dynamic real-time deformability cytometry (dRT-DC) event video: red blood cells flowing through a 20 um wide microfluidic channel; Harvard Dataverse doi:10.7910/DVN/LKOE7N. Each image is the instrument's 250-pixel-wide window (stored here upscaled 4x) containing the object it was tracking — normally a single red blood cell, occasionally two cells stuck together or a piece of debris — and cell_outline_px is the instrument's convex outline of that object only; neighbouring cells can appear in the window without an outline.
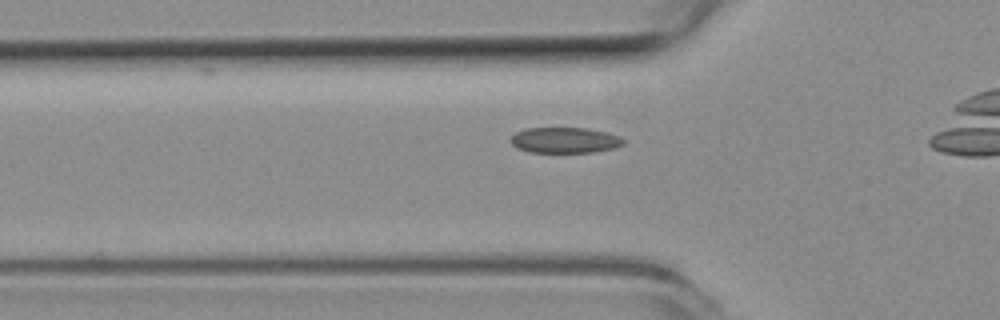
{"species": "common noctule bat (a hibernating species)", "species_latin": "Nyctalus noctula", "temperature_condition": "room temperature", "stored_images_in_passage": 17, "camera_frame_rate_fps": 3000, "um_per_image_px": 0.085, "animal": {"sex": "female", "body_mass_g": 19.3, "forearm_length_mm": 54.1}, "frame": {"image": 1, "passage_image": 5, "time_ms": 1.333, "image_size_px": [1000, 320], "cell_outline_px": [[624, 144], [612, 148], [592, 152], [532, 152], [520, 148], [512, 144], [508, 140], [516, 132], [524, 128], [588, 128], [608, 132], [620, 136], [624, 140]], "centroid_in_image_um": [48.02, 11.9], "position_along_channel_um": 77.8, "area_um2": 16.82}}
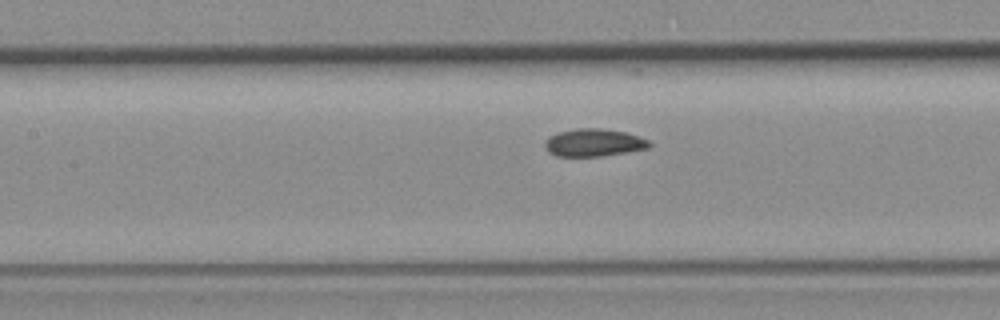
{"frame": {"image": 2, "passage_image": 11, "time_ms": 3.333, "image_size_px": [1000, 320], "cell_outline_px": [[652, 144], [648, 148], [600, 156], [556, 156], [548, 152], [544, 144], [544, 140], [548, 136], [556, 132], [576, 128], [600, 128], [624, 132], [640, 136], [648, 140]], "centroid_in_image_um": [50.42, 12.11], "position_along_channel_um": 157.0, "area_um2": 16.88}}
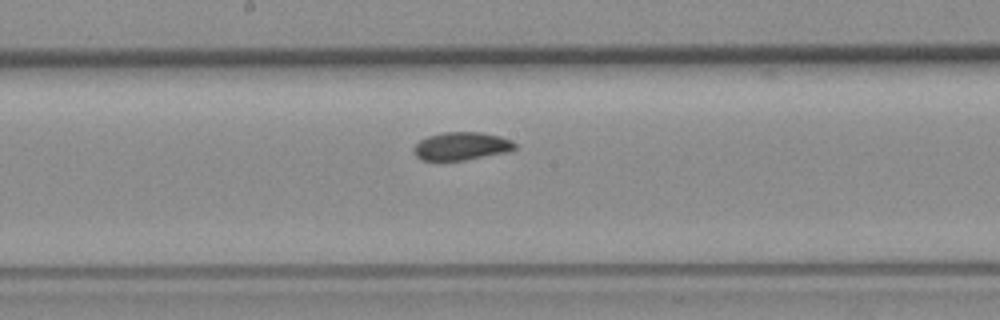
{"frame": {"image": 3, "passage_image": 15, "time_ms": 4.667, "image_size_px": [1000, 320], "cell_outline_px": [[516, 148], [508, 152], [464, 160], [420, 160], [416, 156], [416, 144], [420, 140], [428, 136], [444, 132], [480, 132], [500, 136], [512, 140], [516, 144]], "centroid_in_image_um": [39.27, 12.41], "position_along_channel_um": 208.9, "area_um2": 16.36}}